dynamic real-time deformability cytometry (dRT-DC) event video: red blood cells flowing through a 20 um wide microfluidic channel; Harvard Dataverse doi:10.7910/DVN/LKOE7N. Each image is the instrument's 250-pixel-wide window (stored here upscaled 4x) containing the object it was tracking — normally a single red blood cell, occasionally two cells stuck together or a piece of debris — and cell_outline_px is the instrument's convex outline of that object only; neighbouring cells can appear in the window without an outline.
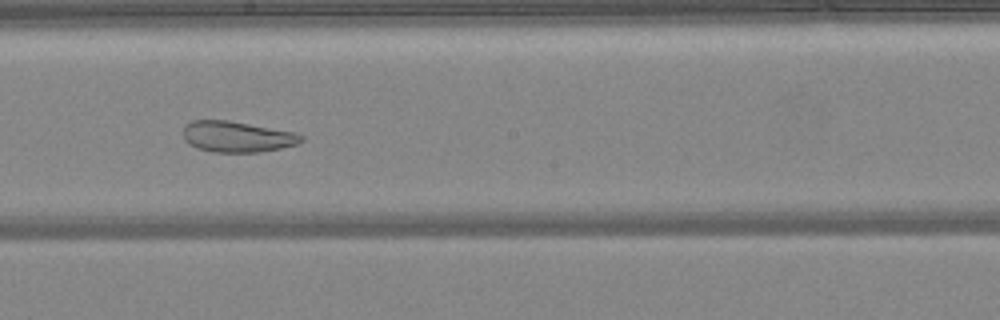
{"species": "common noctule bat (a hibernating species)", "species_latin": "Nyctalus noctula", "temperature_condition": "warm", "stored_images_in_passage": 38, "camera_frame_rate_fps": 3000, "um_per_image_px": 0.085, "animal": {"sex": "female", "body_mass_g": 24.6, "forearm_length_mm": 56.2}, "frame": {"image": 1, "passage_image": 17, "time_ms": 5.333, "image_size_px": [1000, 320], "cell_outline_px": [[304, 140], [296, 144], [280, 148], [256, 152], [212, 152], [196, 148], [188, 144], [184, 140], [184, 124], [192, 120], [228, 120], [296, 132], [304, 136]], "centroid_in_image_um": [20.13, 11.61], "position_along_channel_um": 228.1, "area_um2": 21.39}}
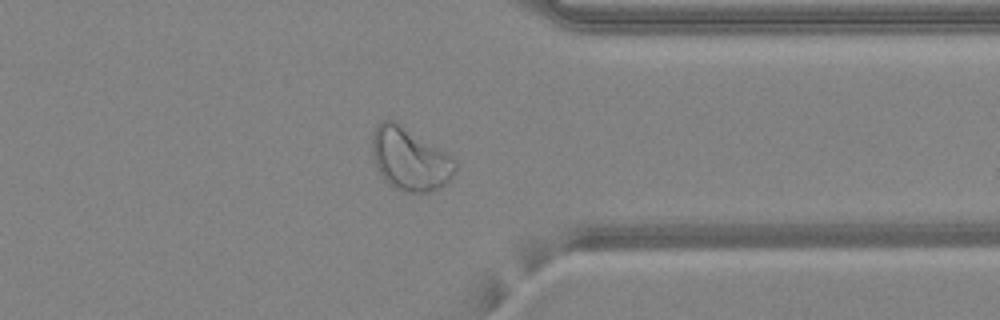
{"frame": {"image": 2, "passage_image": 28, "time_ms": 9.0, "image_size_px": [1000, 320], "cell_outline_px": [[456, 172], [440, 188], [432, 192], [404, 192], [392, 188], [388, 184], [376, 168], [372, 156], [372, 132], [376, 124], [380, 120], [396, 120], [452, 156], [456, 160]], "centroid_in_image_um": [34.81, 13.51], "position_along_channel_um": 376.6, "area_um2": 30.92}}
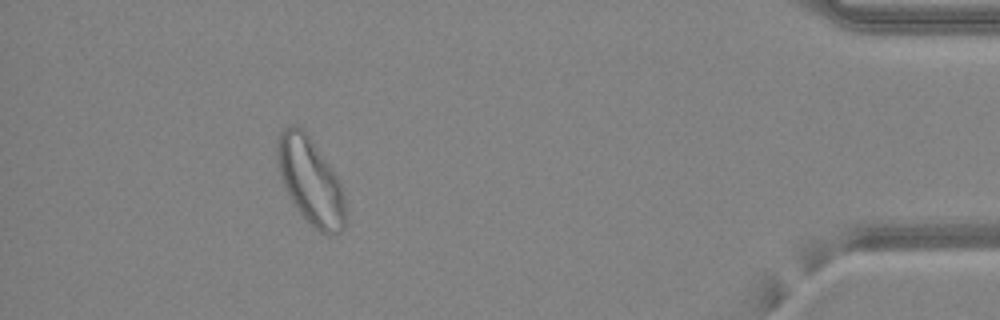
{"frame": {"image": 3, "passage_image": 34, "time_ms": 11.0, "image_size_px": [1000, 320], "cell_outline_px": [[344, 228], [340, 232], [332, 236], [328, 236], [312, 228], [300, 212], [284, 188], [280, 176], [276, 156], [276, 140], [280, 132], [284, 128], [292, 124], [296, 124], [304, 128], [340, 180], [344, 196]], "centroid_in_image_um": [26.37, 15.36], "position_along_channel_um": 408.8, "area_um2": 34.74}, "authors_computed_cell_mechanics": {"area_um2": 28.2931, "velocity_mm_per_s": 4.2059, "shape_relaxation_time_tau1_ms": null, "shape_relaxation_time_tau2_ms": 1.7829, "deformation_change_tau1": null, "deformation_change_tau2": 0.0922}}